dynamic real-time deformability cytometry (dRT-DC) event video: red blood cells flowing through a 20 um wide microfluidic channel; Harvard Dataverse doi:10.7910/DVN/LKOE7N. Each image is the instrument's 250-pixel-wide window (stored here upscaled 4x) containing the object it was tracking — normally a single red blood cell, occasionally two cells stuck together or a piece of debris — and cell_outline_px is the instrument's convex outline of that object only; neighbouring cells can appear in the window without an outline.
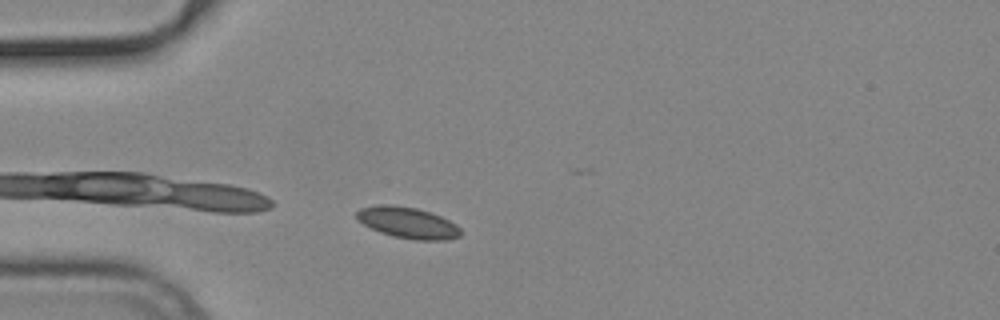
{"species": "common noctule bat (a hibernating species)", "species_latin": "Nyctalus noctula", "temperature_condition": "cold", "stored_images_in_passage": 31, "camera_frame_rate_fps": 3000, "um_per_image_px": 0.085, "animal": {"sex": "male", "body_mass_g": 19.2, "forearm_length_mm": 51.8}, "frame": {"image": 1, "passage_image": 1, "time_ms": 0.0, "image_size_px": [1000, 320], "cell_outline_px": [[460, 236], [448, 240], [416, 240], [392, 236], [380, 232], [364, 224], [356, 216], [356, 212], [360, 208], [380, 204], [392, 204], [416, 208], [432, 212], [456, 224], [460, 228]], "centroid_in_image_um": [34.67, 18.92], "position_along_channel_um": 50.3, "area_um2": 18.9}}
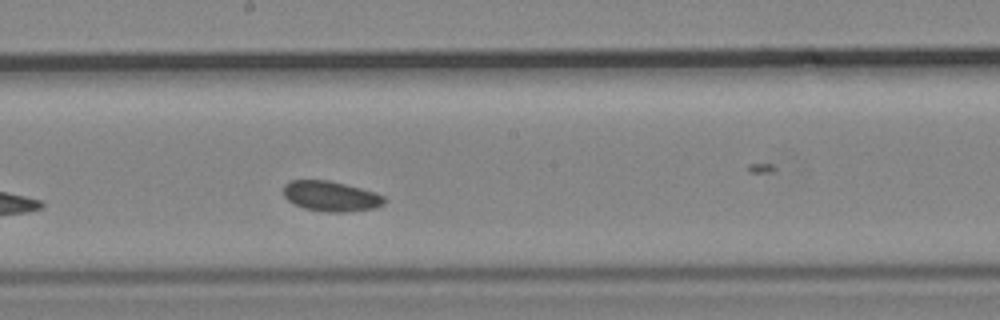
{"frame": {"image": 2, "passage_image": 16, "time_ms": 5.0, "image_size_px": [1000, 320], "cell_outline_px": [[384, 204], [372, 208], [344, 212], [324, 212], [304, 208], [288, 200], [284, 196], [284, 184], [288, 180], [328, 180], [360, 188], [384, 196]], "centroid_in_image_um": [28.07, 16.67], "position_along_channel_um": 220.1, "area_um2": 17.51}}
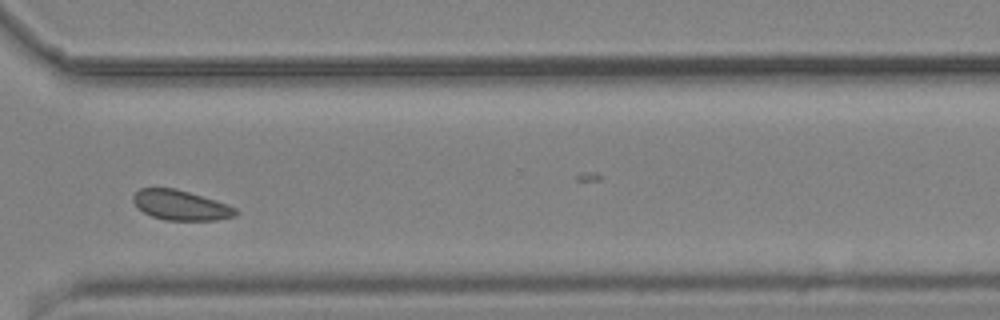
{"frame": {"image": 3, "passage_image": 27, "time_ms": 8.667, "image_size_px": [1000, 320], "cell_outline_px": [[236, 216], [216, 220], [164, 220], [152, 216], [136, 208], [132, 200], [132, 196], [140, 188], [176, 188], [228, 204], [236, 208]], "centroid_in_image_um": [15.33, 17.44], "position_along_channel_um": 355.3, "area_um2": 17.92}, "authors_computed_cell_mechanics": {"area_um2": 17.918, "velocity_mm_per_s": 3.6887, "shape_relaxation_time_tau1_ms": null, "shape_relaxation_time_tau2_ms": 3.2051, "deformation_change_tau1": null, "deformation_change_tau2": 0.0538}}